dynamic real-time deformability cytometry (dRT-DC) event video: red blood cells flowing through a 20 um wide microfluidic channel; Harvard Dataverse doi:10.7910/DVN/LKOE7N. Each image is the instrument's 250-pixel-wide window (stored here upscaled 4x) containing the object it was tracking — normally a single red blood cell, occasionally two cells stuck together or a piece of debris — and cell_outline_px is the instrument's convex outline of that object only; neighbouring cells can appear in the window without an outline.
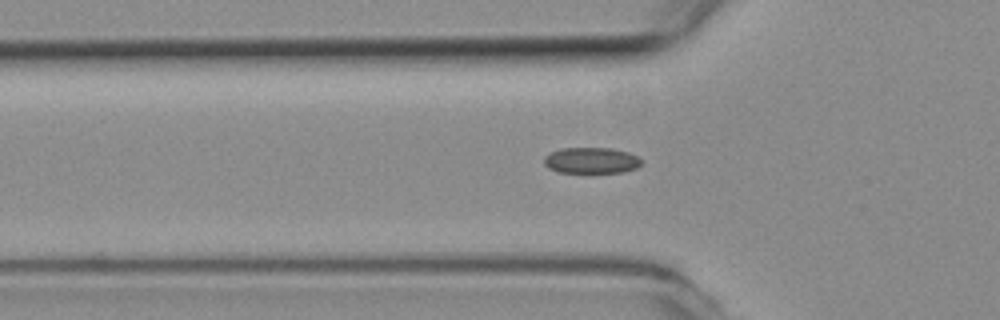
{"species": "common noctule bat (a hibernating species)", "species_latin": "Nyctalus noctula", "temperature_condition": "room temperature", "stored_images_in_passage": 4, "camera_frame_rate_fps": 3000, "um_per_image_px": 0.085, "animal": {"sex": "female", "body_mass_g": 19.3, "forearm_length_mm": 54.1}, "frame": {"image": 1, "passage_image": 3, "time_ms": 0.667, "image_size_px": [1000, 320], "cell_outline_px": [[644, 164], [636, 168], [624, 172], [588, 176], [560, 172], [548, 168], [544, 164], [544, 156], [560, 148], [612, 148], [628, 152], [644, 160]], "centroid_in_image_um": [50.3, 13.7], "position_along_channel_um": 75.5, "area_um2": 15.78}}